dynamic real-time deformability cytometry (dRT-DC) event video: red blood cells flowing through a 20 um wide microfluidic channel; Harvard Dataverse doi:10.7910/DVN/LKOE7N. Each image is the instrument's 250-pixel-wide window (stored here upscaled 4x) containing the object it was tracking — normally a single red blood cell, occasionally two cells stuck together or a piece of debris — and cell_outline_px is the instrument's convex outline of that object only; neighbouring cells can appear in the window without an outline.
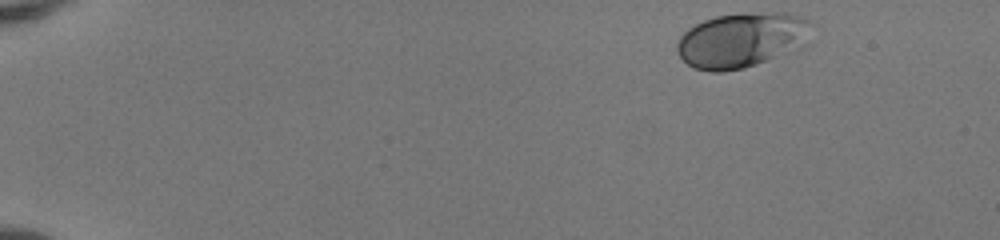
{"species": "human", "species_latin": "Homo sapiens", "temperature_condition": "room temperature", "stored_images_in_passage": 46, "camera_frame_rate_fps": 3000, "um_per_image_px": 0.085, "donor": {"sex": "female"}, "frame": {"image": 1, "passage_image": 1, "time_ms": 0.0, "image_size_px": [1000, 240], "cell_outline_px": [[816, 24], [800, 48], [756, 64], [744, 68], [720, 72], [712, 72], [692, 68], [680, 56], [676, 48], [676, 44], [680, 36], [688, 28], [704, 20], [716, 16], [744, 12], [788, 12], [800, 16]], "centroid_in_image_um": [63.06, 3.38], "position_along_channel_um": 21.9, "area_um2": 43.47}}
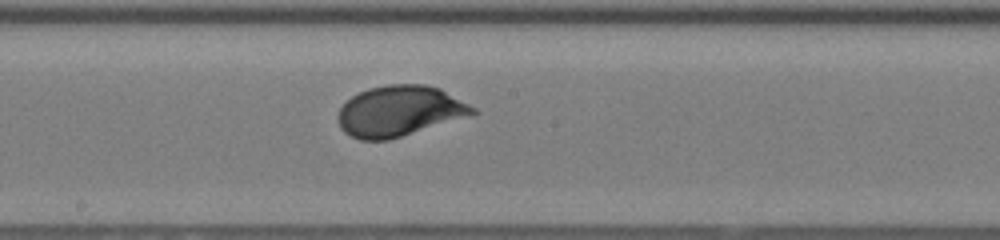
{"frame": {"image": 2, "passage_image": 25, "time_ms": 8.0, "image_size_px": [1000, 240], "cell_outline_px": [[480, 112], [388, 140], [360, 140], [344, 132], [340, 128], [336, 116], [340, 108], [352, 96], [368, 88], [388, 84], [424, 84], [440, 88], [476, 108]], "centroid_in_image_um": [33.93, 9.43], "position_along_channel_um": 214.3, "area_um2": 39.48}}
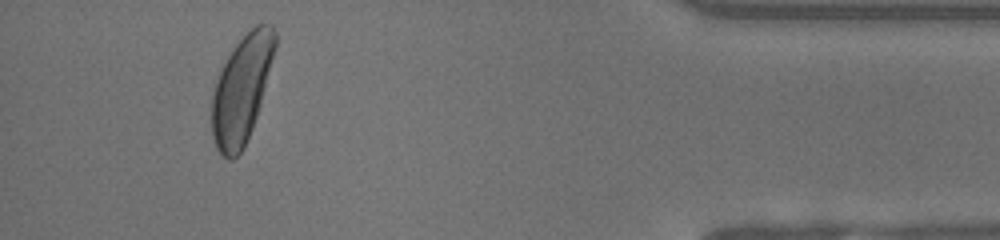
{"frame": {"image": 3, "passage_image": 43, "time_ms": 14.0, "image_size_px": [1000, 240], "cell_outline_px": [[276, 48], [260, 104], [252, 128], [244, 148], [232, 160], [228, 160], [216, 148], [212, 136], [212, 92], [216, 80], [228, 56], [236, 44], [256, 24], [272, 24], [276, 32]], "centroid_in_image_um": [20.54, 7.6], "position_along_channel_um": 414.7, "area_um2": 39.13}, "authors_computed_cell_mechanics": {"area_um2": 38.8127, "velocity_mm_per_s": 4.0743, "shape_relaxation_time_tau1_ms": 2.2683, "shape_relaxation_time_tau2_ms": null, "deformation_change_tau1": 0.1313, "deformation_change_tau2": null}}